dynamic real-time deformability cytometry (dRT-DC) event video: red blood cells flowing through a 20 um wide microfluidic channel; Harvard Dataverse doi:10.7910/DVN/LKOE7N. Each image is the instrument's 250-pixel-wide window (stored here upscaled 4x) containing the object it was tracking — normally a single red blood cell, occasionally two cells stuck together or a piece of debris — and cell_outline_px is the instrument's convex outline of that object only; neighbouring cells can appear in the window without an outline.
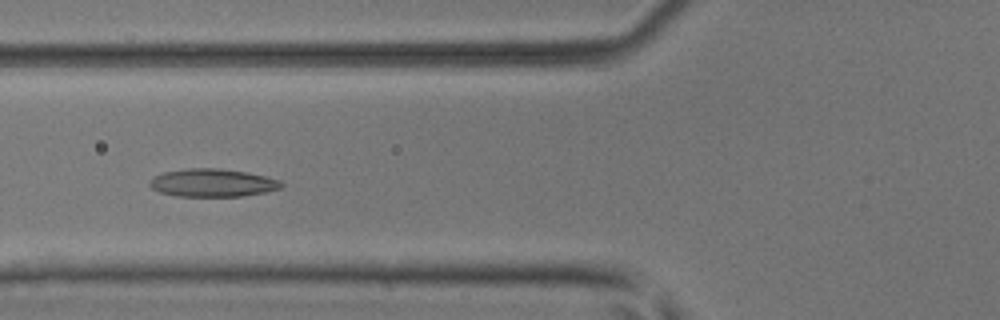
{"species": "common noctule bat (a hibernating species)", "species_latin": "Nyctalus noctula", "temperature_condition": "room temperature", "stored_images_in_passage": 47, "camera_frame_rate_fps": 3000, "um_per_image_px": 0.085, "animal": {"sex": "male", "body_mass_g": 17.9, "forearm_length_mm": 54.2}, "frame": {"image": 1, "passage_image": 16, "time_ms": 5.0, "image_size_px": [1000, 320], "cell_outline_px": [[284, 184], [280, 188], [264, 192], [240, 196], [176, 196], [160, 192], [152, 188], [148, 184], [148, 180], [152, 176], [164, 172], [188, 168], [220, 168], [248, 172], [280, 180]], "centroid_in_image_um": [18.02, 15.53], "position_along_channel_um": 107.8, "area_um2": 21.5}}
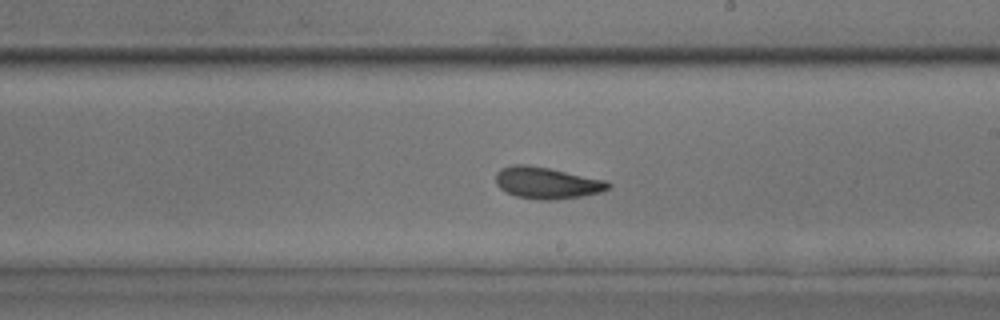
{"frame": {"image": 2, "passage_image": 26, "time_ms": 8.333, "image_size_px": [1000, 320], "cell_outline_px": [[612, 184], [608, 188], [600, 192], [580, 196], [552, 200], [540, 200], [516, 196], [504, 192], [496, 184], [496, 172], [500, 168], [512, 164], [528, 164], [548, 168], [604, 180]], "centroid_in_image_um": [46.41, 15.54], "position_along_channel_um": 242.6, "area_um2": 20.63}}
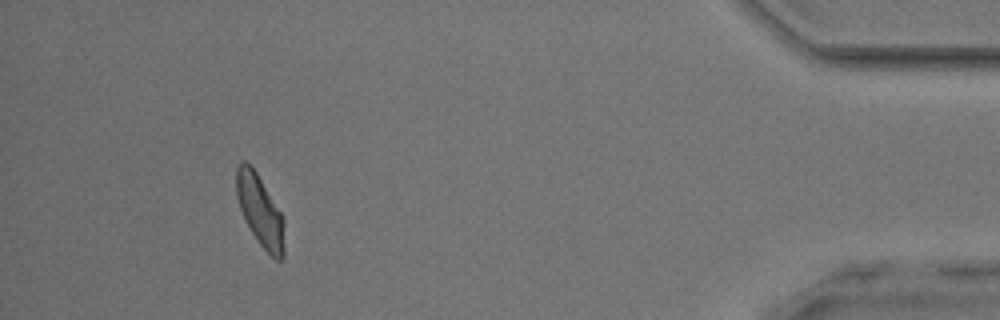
{"frame": {"image": 3, "passage_image": 43, "time_ms": 14.0, "image_size_px": [1000, 320], "cell_outline_px": [[284, 256], [280, 260], [276, 260], [256, 240], [240, 208], [236, 196], [236, 168], [240, 160], [244, 160], [256, 172], [280, 212], [284, 220]], "centroid_in_image_um": [22.1, 17.91], "position_along_channel_um": 413.1, "area_um2": 19.54}, "authors_computed_cell_mechanics": {"area_um2": 20.3456, "velocity_mm_per_s": 4.0632, "shape_relaxation_time_tau1_ms": 7.388, "shape_relaxation_time_tau2_ms": 2.2221, "deformation_change_tau1": 0.1684, "deformation_change_tau2": 0.0833}}